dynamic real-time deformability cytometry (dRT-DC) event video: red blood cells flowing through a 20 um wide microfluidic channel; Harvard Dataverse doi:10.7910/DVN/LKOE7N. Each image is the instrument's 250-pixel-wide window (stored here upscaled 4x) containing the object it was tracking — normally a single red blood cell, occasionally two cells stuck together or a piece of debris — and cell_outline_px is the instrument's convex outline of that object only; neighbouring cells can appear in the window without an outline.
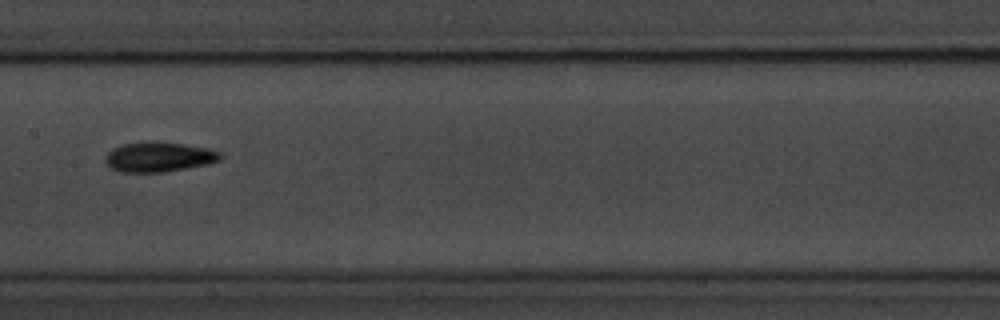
{"species": "common noctule bat (a hibernating species)", "species_latin": "Nyctalus noctula", "temperature_condition": "room temperature", "stored_images_in_passage": 7, "camera_frame_rate_fps": 3000, "um_per_image_px": 0.085, "animal": {"sex": "male", "body_mass_g": 20.1, "forearm_length_mm": 53.5}, "frame": {"image": 1, "passage_image": 5, "time_ms": 5.333, "image_size_px": [1000, 320], "cell_outline_px": [[224, 156], [220, 160], [208, 164], [164, 172], [120, 172], [112, 168], [104, 160], [104, 156], [112, 148], [120, 144], [184, 144], [208, 148], [220, 152]], "centroid_in_image_um": [13.52, 13.38], "position_along_channel_um": 193.9, "area_um2": 19.42}}